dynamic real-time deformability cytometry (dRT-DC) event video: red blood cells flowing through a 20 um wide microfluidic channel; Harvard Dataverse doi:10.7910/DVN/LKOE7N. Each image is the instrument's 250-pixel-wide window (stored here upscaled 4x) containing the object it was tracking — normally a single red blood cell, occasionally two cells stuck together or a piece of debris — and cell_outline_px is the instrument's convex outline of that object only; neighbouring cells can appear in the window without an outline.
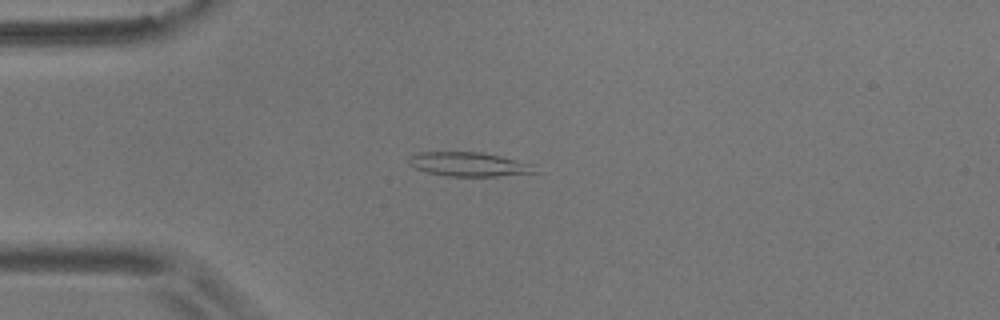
{"species": "common noctule bat (a hibernating species)", "species_latin": "Nyctalus noctula", "temperature_condition": "room temperature", "stored_images_in_passage": 44, "camera_frame_rate_fps": 3000, "um_per_image_px": 0.085, "animal": {"sex": "male", "body_mass_g": 17.9}, "frame": {"image": 1, "passage_image": 3, "time_ms": 0.667, "image_size_px": [1000, 320], "cell_outline_px": [[536, 172], [496, 176], [448, 176], [428, 172], [416, 168], [408, 164], [408, 156], [420, 152], [484, 152], [532, 164]], "centroid_in_image_um": [39.79, 13.95], "position_along_channel_um": 45.2, "area_um2": 17.51}}
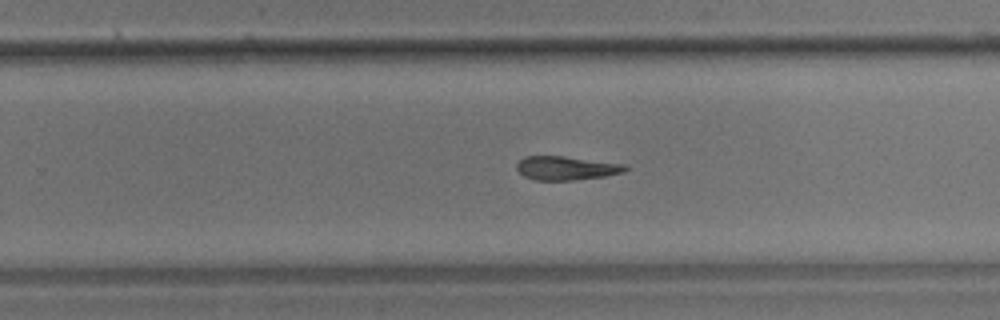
{"frame": {"image": 2, "passage_image": 24, "time_ms": 7.667, "image_size_px": [1000, 320], "cell_outline_px": [[628, 168], [624, 172], [604, 176], [572, 180], [536, 180], [524, 176], [516, 168], [516, 164], [524, 156], [564, 156], [624, 164]], "centroid_in_image_um": [48.11, 14.28], "position_along_channel_um": 281.7, "area_um2": 14.91}}
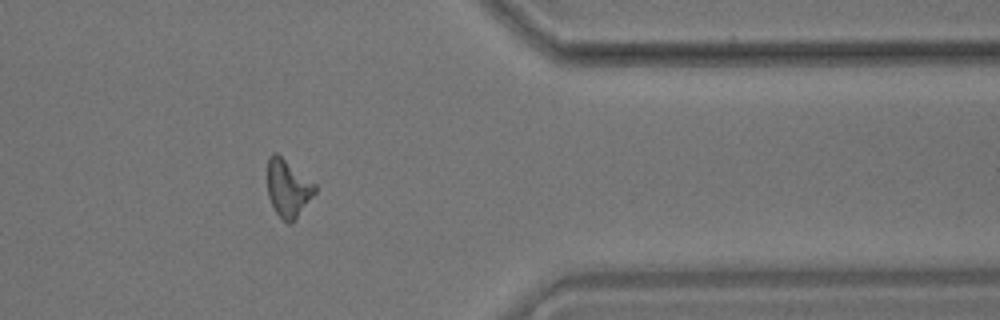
{"frame": {"image": 3, "passage_image": 34, "time_ms": 11.0, "image_size_px": [1000, 320], "cell_outline_px": [[316, 192], [292, 224], [288, 224], [276, 212], [268, 196], [268, 156], [272, 152], [276, 152], [316, 184]], "centroid_in_image_um": [24.48, 15.99], "position_along_channel_um": 386.9, "area_um2": 15.84}}